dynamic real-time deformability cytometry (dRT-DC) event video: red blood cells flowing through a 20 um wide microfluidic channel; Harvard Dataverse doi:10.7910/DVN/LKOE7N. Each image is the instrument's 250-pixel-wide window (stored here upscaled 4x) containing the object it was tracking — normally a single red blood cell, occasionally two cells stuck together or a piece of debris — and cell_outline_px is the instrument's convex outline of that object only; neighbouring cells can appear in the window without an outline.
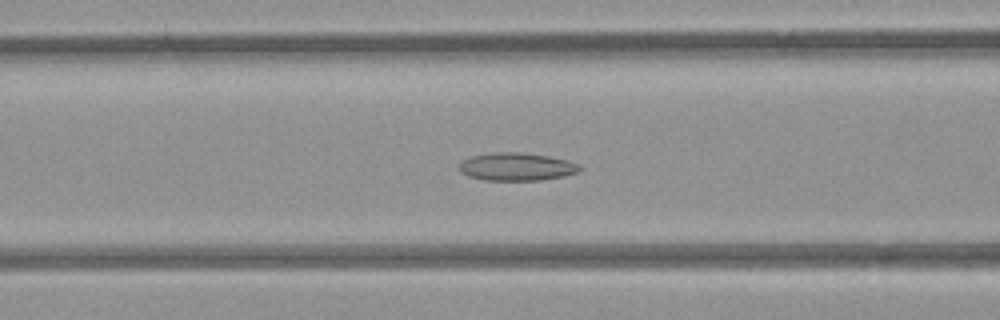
{"species": "common noctule bat (a hibernating species)", "species_latin": "Nyctalus noctula", "temperature_condition": "room temperature", "stored_images_in_passage": 53, "camera_frame_rate_fps": 3000, "um_per_image_px": 0.085, "animal": {"sex": "female", "body_mass_g": 21.9}, "frame": {"image": 1, "passage_image": 21, "time_ms": 6.667, "image_size_px": [1000, 320], "cell_outline_px": [[580, 172], [564, 176], [540, 180], [484, 180], [468, 176], [460, 172], [460, 164], [464, 160], [472, 156], [492, 152], [520, 152], [548, 156], [568, 160], [580, 164]], "centroid_in_image_um": [43.94, 14.17], "position_along_channel_um": 122.7, "area_um2": 19.59}}
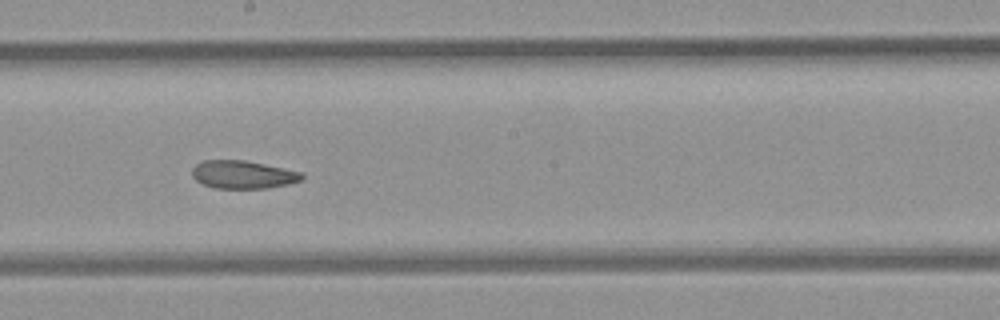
{"frame": {"image": 2, "passage_image": 29, "time_ms": 9.333, "image_size_px": [1000, 320], "cell_outline_px": [[304, 180], [288, 184], [268, 188], [216, 188], [204, 184], [196, 180], [192, 176], [192, 168], [196, 164], [204, 160], [244, 160], [304, 172]], "centroid_in_image_um": [20.69, 14.84], "position_along_channel_um": 227.5, "area_um2": 17.98}}
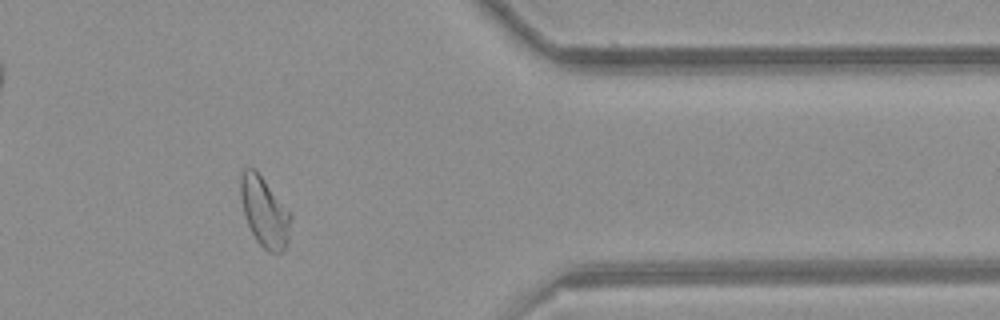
{"frame": {"image": 3, "passage_image": 43, "time_ms": 14.0, "image_size_px": [1000, 320], "cell_outline_px": [[292, 216], [288, 240], [284, 248], [280, 252], [268, 252], [256, 240], [244, 216], [240, 196], [240, 176], [244, 168], [256, 168]], "centroid_in_image_um": [22.46, 17.98], "position_along_channel_um": 388.9, "area_um2": 20.29}}